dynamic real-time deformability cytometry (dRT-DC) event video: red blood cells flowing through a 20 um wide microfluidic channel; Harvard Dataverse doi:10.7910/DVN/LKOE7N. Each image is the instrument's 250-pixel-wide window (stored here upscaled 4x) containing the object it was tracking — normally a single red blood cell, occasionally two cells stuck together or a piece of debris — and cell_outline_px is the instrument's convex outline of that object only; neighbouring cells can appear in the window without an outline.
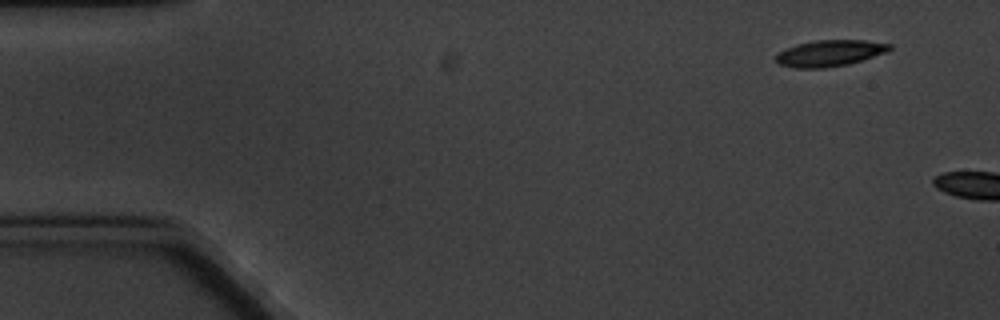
{"species": "common noctule bat (a hibernating species)", "species_latin": "Nyctalus noctula", "temperature_condition": "cold", "stored_images_in_passage": 2, "camera_frame_rate_fps": 3000, "um_per_image_px": 0.085, "animal": {"sex": "male", "body_mass_g": 20.1, "forearm_length_mm": 53.5}, "frame": {"image": 1, "passage_image": 1, "time_ms": 0.0, "image_size_px": [1000, 320], "cell_outline_px": [[892, 48], [888, 52], [848, 64], [824, 68], [796, 68], [780, 64], [776, 60], [776, 56], [780, 52], [796, 44], [816, 40], [864, 40], [892, 44]], "centroid_in_image_um": [70.57, 4.51], "position_along_channel_um": 14.4, "area_um2": 17.28}}